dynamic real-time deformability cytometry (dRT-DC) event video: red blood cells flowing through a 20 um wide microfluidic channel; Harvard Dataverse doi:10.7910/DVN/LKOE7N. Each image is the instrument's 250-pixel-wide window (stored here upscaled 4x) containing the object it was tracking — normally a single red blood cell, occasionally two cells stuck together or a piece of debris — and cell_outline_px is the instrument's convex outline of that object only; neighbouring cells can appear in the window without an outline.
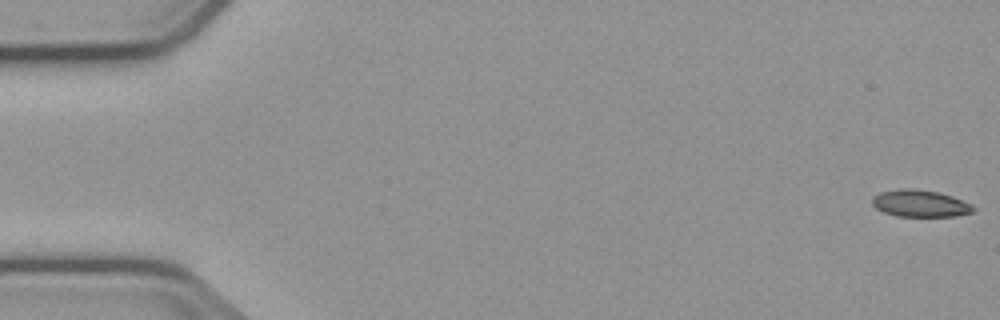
{"species": "common noctule bat (a hibernating species)", "species_latin": "Nyctalus noctula", "temperature_condition": "cold", "stored_images_in_passage": 56, "camera_frame_rate_fps": 3000, "um_per_image_px": 0.085, "animal": {"sex": "male", "body_mass_g": 23.1, "forearm_length_mm": 52.7}, "frame": {"image": 1, "passage_image": 1, "time_ms": 0.0, "image_size_px": [1000, 320], "cell_outline_px": [[976, 208], [972, 212], [956, 216], [896, 216], [884, 212], [876, 208], [872, 204], [872, 196], [880, 192], [900, 188], [912, 188], [936, 192], [952, 196]], "centroid_in_image_um": [78.15, 17.29], "position_along_channel_um": 6.8, "area_um2": 15.72}}
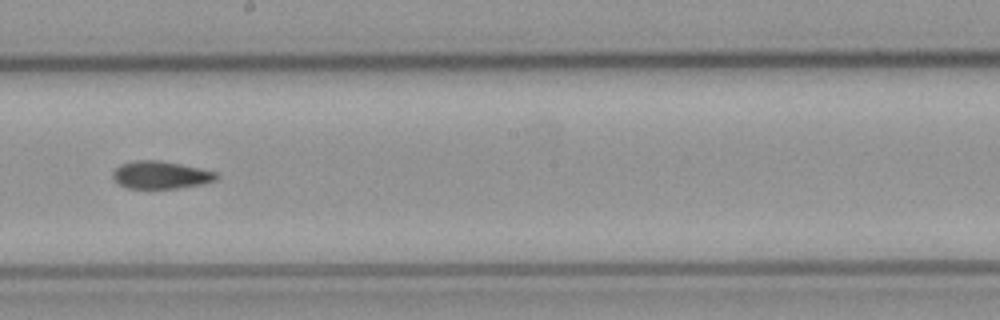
{"frame": {"image": 2, "passage_image": 31, "time_ms": 10.0, "image_size_px": [1000, 320], "cell_outline_px": [[220, 176], [216, 180], [200, 184], [176, 188], [128, 188], [120, 184], [112, 176], [112, 172], [120, 164], [136, 160], [160, 160], [200, 168], [216, 172]], "centroid_in_image_um": [13.66, 14.86], "position_along_channel_um": 234.5, "area_um2": 16.53}}
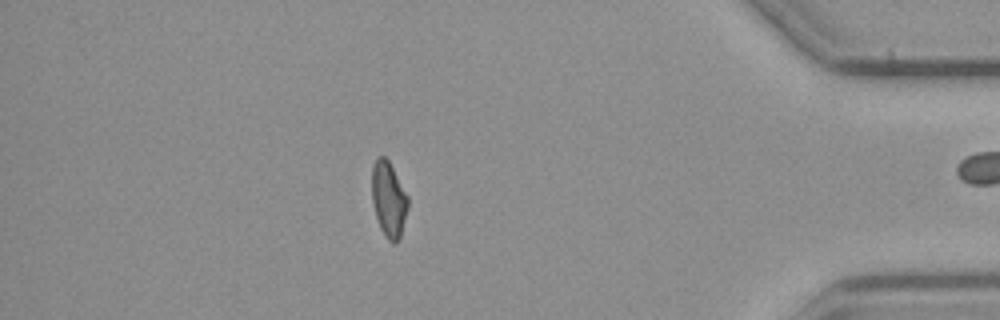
{"frame": {"image": 3, "passage_image": 48, "time_ms": 15.667, "image_size_px": [1000, 320], "cell_outline_px": [[408, 208], [400, 240], [396, 244], [392, 244], [388, 240], [380, 228], [372, 204], [372, 164], [376, 156], [384, 156], [388, 160], [408, 196]], "centroid_in_image_um": [33.03, 16.96], "position_along_channel_um": 402.2, "area_um2": 16.07}, "authors_computed_cell_mechanics": {"area_um2": 16.5308, "velocity_mm_per_s": 3.7609, "shape_relaxation_time_tau1_ms": 6.4849, "shape_relaxation_time_tau2_ms": 6.1158, "deformation_change_tau1": 0.1372, "deformation_change_tau2": 0.11}}